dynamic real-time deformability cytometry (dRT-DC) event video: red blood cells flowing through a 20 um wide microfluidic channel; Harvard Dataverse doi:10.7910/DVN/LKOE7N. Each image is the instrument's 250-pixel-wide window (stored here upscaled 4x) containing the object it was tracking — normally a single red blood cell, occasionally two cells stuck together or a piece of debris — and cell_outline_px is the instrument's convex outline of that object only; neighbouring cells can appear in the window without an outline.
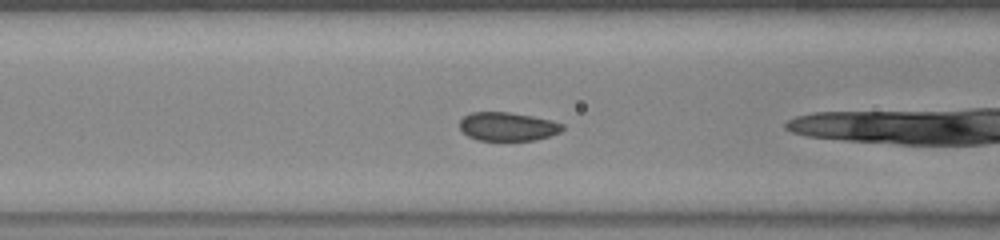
{"species": "common noctule bat (a hibernating species)", "species_latin": "Nyctalus noctula", "temperature_condition": "warm", "stored_images_in_passage": 7, "camera_frame_rate_fps": 3000, "um_per_image_px": 0.085, "animal": {"sex": "female", "body_mass_g": 23.0, "forearm_length_mm": 53.4}, "frame": {"image": 1, "passage_image": 5, "time_ms": 1.333, "image_size_px": [1000, 240], "cell_outline_px": [[564, 128], [560, 132], [536, 140], [476, 140], [468, 136], [460, 128], [460, 120], [464, 116], [472, 112], [508, 112], [532, 116], [564, 124]], "centroid_in_image_um": [43.14, 10.76], "position_along_channel_um": 123.5, "area_um2": 16.99}}